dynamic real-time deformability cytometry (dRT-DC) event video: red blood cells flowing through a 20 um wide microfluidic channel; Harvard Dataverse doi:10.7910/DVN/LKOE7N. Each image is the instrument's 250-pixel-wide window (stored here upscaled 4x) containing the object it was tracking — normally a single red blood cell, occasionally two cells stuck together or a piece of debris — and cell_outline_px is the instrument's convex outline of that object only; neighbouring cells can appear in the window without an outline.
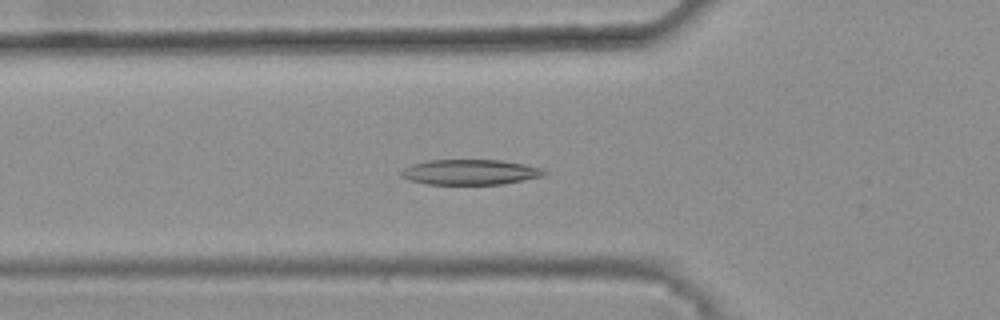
{"species": "common noctule bat (a hibernating species)", "species_latin": "Nyctalus noctula", "temperature_condition": "warm", "stored_images_in_passage": 46, "camera_frame_rate_fps": 3000, "um_per_image_px": 0.085, "animal": {"sex": "female", "body_mass_g": 25.1}, "frame": {"image": 1, "passage_image": 19, "time_ms": 6.0, "image_size_px": [1000, 320], "cell_outline_px": [[532, 176], [516, 180], [492, 184], [436, 184], [420, 180], [424, 164], [444, 160], [488, 160], [516, 164], [528, 168]], "centroid_in_image_um": [40.16, 14.64], "position_along_channel_um": 85.6, "area_um2": 16.24}}
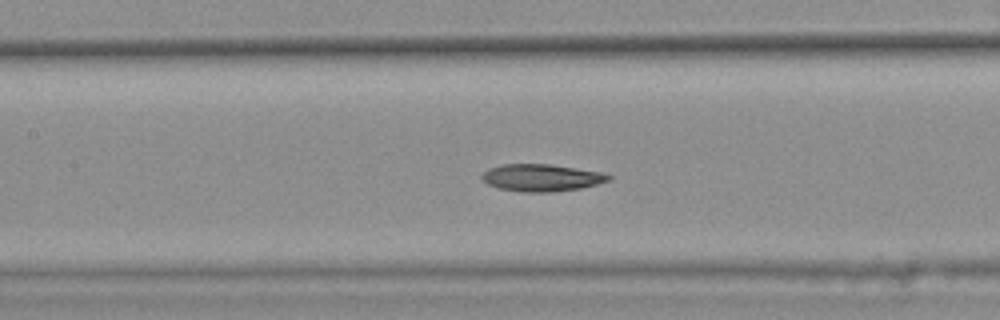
{"frame": {"image": 2, "passage_image": 25, "time_ms": 8.0, "image_size_px": [1000, 320], "cell_outline_px": [[608, 176], [604, 180], [592, 184], [572, 188], [508, 188], [492, 184], [484, 176], [488, 172], [496, 168], [512, 164], [540, 164], [568, 168]], "centroid_in_image_um": [45.98, 15.03], "position_along_channel_um": 161.4, "area_um2": 16.13}}
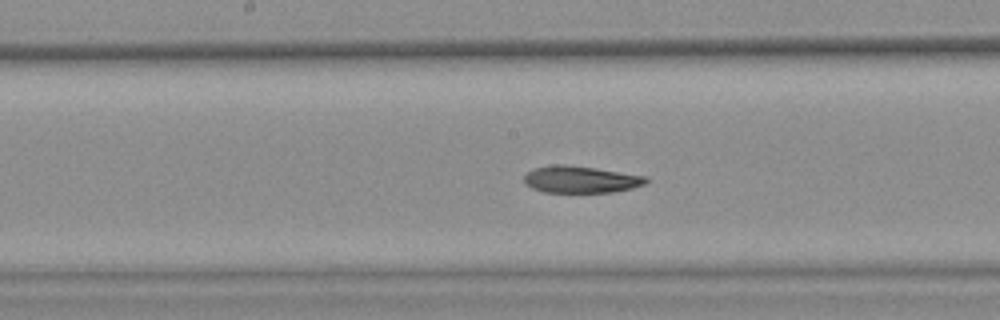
{"frame": {"image": 3, "passage_image": 28, "time_ms": 9.0, "image_size_px": [1000, 320], "cell_outline_px": [[644, 180], [640, 184], [624, 188], [600, 192], [552, 192], [540, 188], [532, 184], [528, 180], [528, 176], [532, 172], [540, 168], [588, 168], [632, 176]], "centroid_in_image_um": [49.33, 15.31], "position_along_channel_um": 198.9, "area_um2": 15.55}}